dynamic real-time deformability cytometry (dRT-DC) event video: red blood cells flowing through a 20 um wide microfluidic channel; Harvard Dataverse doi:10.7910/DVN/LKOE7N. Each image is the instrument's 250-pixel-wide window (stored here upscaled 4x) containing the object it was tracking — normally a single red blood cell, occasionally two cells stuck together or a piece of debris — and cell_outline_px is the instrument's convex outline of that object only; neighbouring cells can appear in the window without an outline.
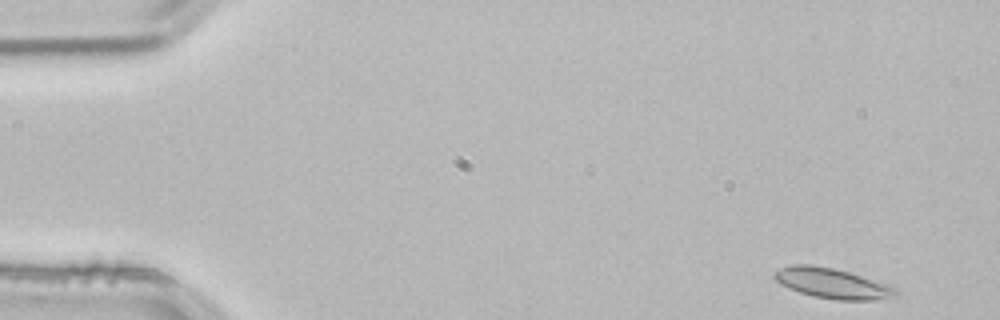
{"species": "common noctule bat (a hibernating species)", "species_latin": "Nyctalus noctula", "temperature_condition": "room temperature", "stored_images_in_passage": 51, "camera_frame_rate_fps": 3000, "um_per_image_px": 0.085, "animal": {"sex": "male", "body_mass_g": 21.5, "forearm_length_mm": 52.0}, "frame": {"image": 1, "passage_image": 1, "time_ms": 0.0, "image_size_px": [1000, 320], "cell_outline_px": [[900, 292], [896, 296], [876, 300], [836, 300], [812, 296], [800, 292], [780, 284], [772, 276], [772, 272], [780, 268], [792, 264], [812, 264], [832, 268], [848, 272], [888, 284], [896, 288]], "centroid_in_image_um": [70.73, 24.08], "position_along_channel_um": 14.3, "area_um2": 21.5}}
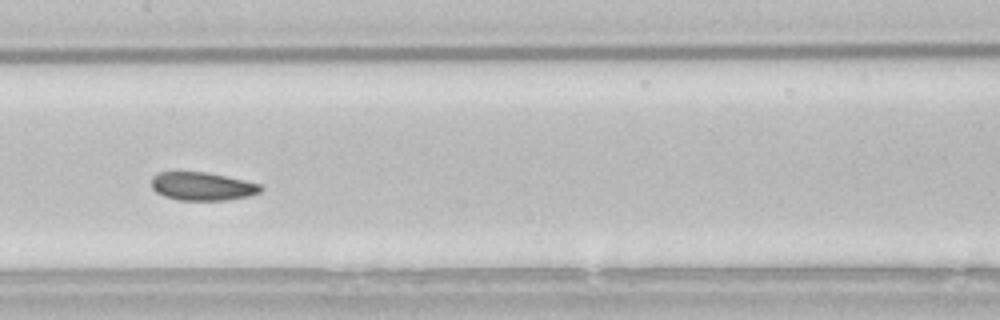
{"frame": {"image": 2, "passage_image": 24, "time_ms": 7.667, "image_size_px": [1000, 320], "cell_outline_px": [[264, 188], [260, 192], [248, 196], [228, 200], [176, 200], [164, 196], [156, 192], [152, 188], [152, 176], [156, 172], [208, 172], [244, 180], [260, 184]], "centroid_in_image_um": [17.19, 15.83], "position_along_channel_um": 190.2, "area_um2": 18.09}}
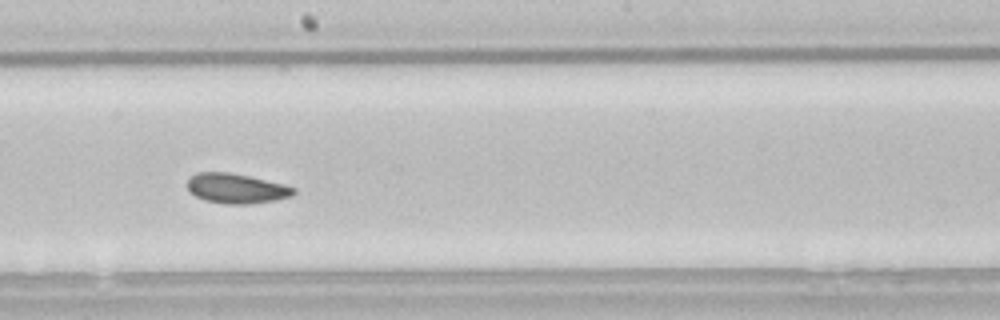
{"frame": {"image": 3, "passage_image": 27, "time_ms": 8.667, "image_size_px": [1000, 320], "cell_outline_px": [[296, 192], [292, 196], [276, 200], [248, 204], [224, 204], [204, 200], [196, 196], [188, 188], [188, 180], [196, 172], [228, 172], [248, 176], [284, 184], [296, 188]], "centroid_in_image_um": [20.11, 16.02], "position_along_channel_um": 228.1, "area_um2": 18.44}, "authors_computed_cell_mechanics": {"area_um2": 19.4208, "velocity_mm_per_s": 3.7951, "shape_relaxation_time_tau1_ms": 7.118, "shape_relaxation_time_tau2_ms": 2.4375, "deformation_change_tau1": 0.1288, "deformation_change_tau2": 0.0658}}